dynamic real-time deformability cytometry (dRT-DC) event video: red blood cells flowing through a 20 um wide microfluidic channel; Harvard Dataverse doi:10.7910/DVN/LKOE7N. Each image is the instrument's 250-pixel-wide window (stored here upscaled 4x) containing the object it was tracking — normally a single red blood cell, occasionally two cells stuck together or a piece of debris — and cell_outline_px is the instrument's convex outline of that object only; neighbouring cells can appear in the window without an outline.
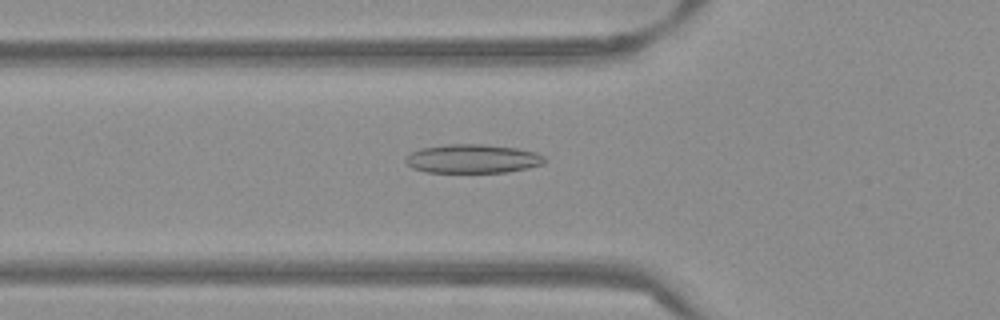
{"species": "Egyptian fruit bat (a non-hibernating species)", "species_latin": "Rousettus aegyptiacus", "temperature_condition": "warm", "stored_images_in_passage": 53, "camera_frame_rate_fps": 3000, "um_per_image_px": 0.085, "frame": {"image": 1, "passage_image": 19, "time_ms": 6.0, "image_size_px": [1000, 320], "cell_outline_px": [[544, 164], [528, 168], [508, 172], [428, 172], [412, 168], [404, 160], [412, 152], [420, 148], [448, 144], [484, 144], [516, 148], [536, 152], [544, 156]], "centroid_in_image_um": [40.19, 13.49], "position_along_channel_um": 85.6, "area_um2": 23.29}}
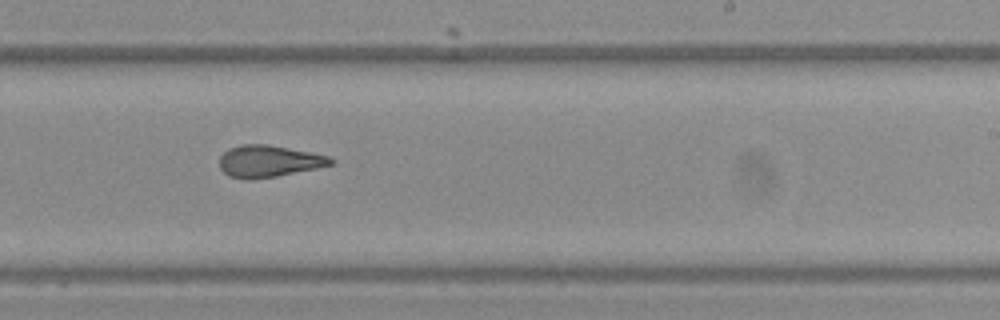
{"frame": {"image": 2, "passage_image": 33, "time_ms": 10.667, "image_size_px": [1000, 320], "cell_outline_px": [[336, 160], [332, 164], [316, 168], [276, 176], [248, 180], [228, 176], [220, 168], [220, 156], [228, 148], [244, 144], [268, 144], [328, 156]], "centroid_in_image_um": [22.81, 13.7], "position_along_channel_um": 266.2, "area_um2": 20.46}}
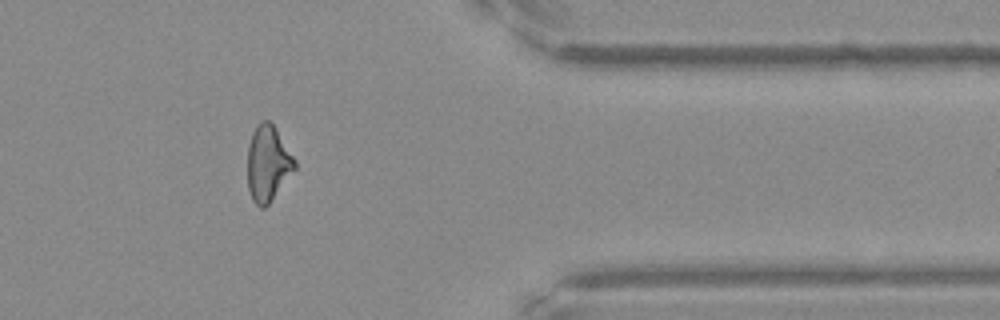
{"frame": {"image": 3, "passage_image": 44, "time_ms": 14.333, "image_size_px": [1000, 320], "cell_outline_px": [[296, 168], [268, 204], [264, 208], [260, 208], [252, 200], [248, 188], [248, 144], [252, 132], [256, 124], [264, 120], [268, 120], [276, 128], [296, 160]], "centroid_in_image_um": [22.76, 13.87], "position_along_channel_um": 388.6, "area_um2": 20.81}, "authors_computed_cell_mechanics": {"area_um2": 21.4438, "velocity_mm_per_s": 3.8462, "shape_relaxation_time_tau1_ms": 10.4804, "shape_relaxation_time_tau2_ms": 2.2183, "deformation_change_tau1": 0.2435, "deformation_change_tau2": 0.1069}}